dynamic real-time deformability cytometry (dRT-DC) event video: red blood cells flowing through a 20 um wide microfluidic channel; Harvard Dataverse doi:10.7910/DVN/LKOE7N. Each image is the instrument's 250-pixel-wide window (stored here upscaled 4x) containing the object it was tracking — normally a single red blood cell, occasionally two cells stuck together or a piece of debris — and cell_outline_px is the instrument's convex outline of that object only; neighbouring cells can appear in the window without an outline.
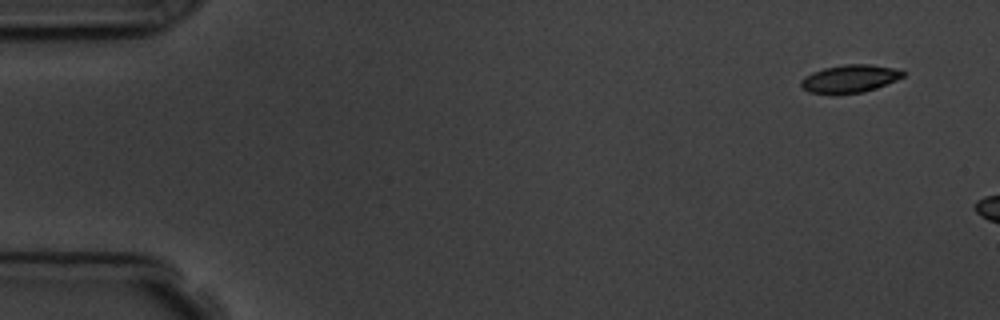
{"species": "common noctule bat (a hibernating species)", "species_latin": "Nyctalus noctula", "temperature_condition": "room temperature", "stored_images_in_passage": 3, "camera_frame_rate_fps": 3000, "um_per_image_px": 0.085, "animal": {"sex": "male", "body_mass_g": 19.5, "forearm_length_mm": 54.6}, "frame": {"image": 1, "passage_image": 1, "time_ms": 0.0, "image_size_px": [1000, 320], "cell_outline_px": [[904, 76], [896, 80], [876, 88], [864, 92], [808, 92], [800, 84], [800, 80], [804, 76], [812, 72], [824, 68], [844, 64], [868, 64], [892, 68], [904, 72]], "centroid_in_image_um": [72.22, 6.66], "position_along_channel_um": 12.8, "area_um2": 16.01}}